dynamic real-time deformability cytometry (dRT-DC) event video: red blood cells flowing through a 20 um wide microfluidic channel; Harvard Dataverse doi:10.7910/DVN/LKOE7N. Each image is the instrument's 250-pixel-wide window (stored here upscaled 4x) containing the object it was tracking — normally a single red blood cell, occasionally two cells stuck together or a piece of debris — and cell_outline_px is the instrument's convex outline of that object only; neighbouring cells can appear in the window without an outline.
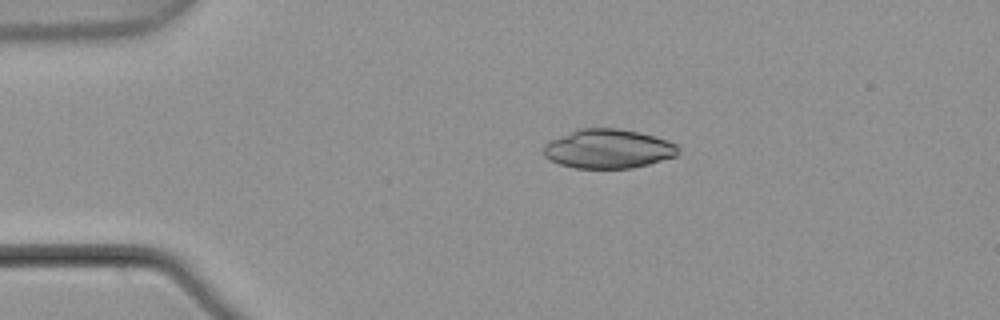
{"species": "common noctule bat (a hibernating species)", "species_latin": "Nyctalus noctula", "temperature_condition": "warm", "stored_images_in_passage": 3, "camera_frame_rate_fps": 3000, "um_per_image_px": 0.085, "animal": {"sex": "male", "body_mass_g": 21.5, "forearm_length_mm": 52.0}, "frame": {"image": 1, "passage_image": 1, "time_ms": 0.0, "image_size_px": [1000, 320], "cell_outline_px": [[680, 152], [676, 156], [648, 164], [632, 168], [576, 168], [560, 164], [544, 156], [544, 144], [552, 140], [580, 128], [616, 128], [640, 132], [656, 136], [668, 140], [676, 144], [680, 148]], "centroid_in_image_um": [51.75, 12.65], "position_along_channel_um": 33.2, "area_um2": 30.63}}